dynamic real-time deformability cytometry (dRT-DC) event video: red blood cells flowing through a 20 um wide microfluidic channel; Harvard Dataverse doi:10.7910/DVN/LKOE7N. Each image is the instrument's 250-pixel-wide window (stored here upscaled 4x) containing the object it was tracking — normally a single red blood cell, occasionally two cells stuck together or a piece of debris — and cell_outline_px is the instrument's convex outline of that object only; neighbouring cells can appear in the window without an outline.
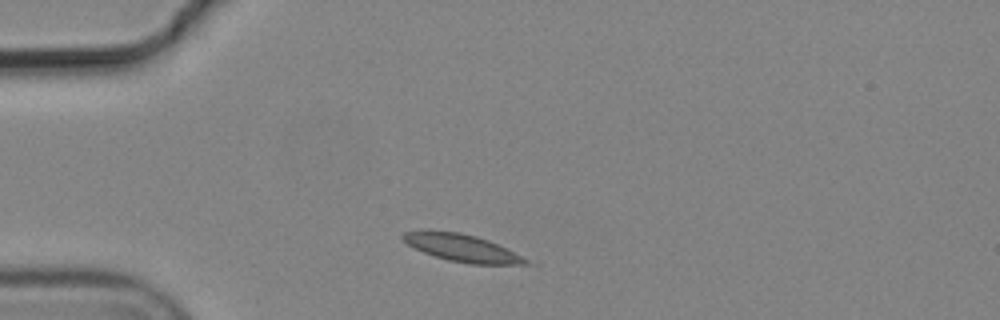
{"species": "common noctule bat (a hibernating species)", "species_latin": "Nyctalus noctula", "temperature_condition": "cold", "stored_images_in_passage": 1, "camera_frame_rate_fps": 3000, "um_per_image_px": 0.085, "animal": {"sex": "male", "body_mass_g": 19.2, "forearm_length_mm": 51.8}, "frame": {"image": 1, "passage_image": 1, "time_ms": 0.0, "image_size_px": [1000, 320], "cell_outline_px": [[540, 264], [468, 264], [448, 260], [424, 252], [408, 244], [400, 236], [404, 232], [428, 228], [460, 232], [476, 236], [488, 240]], "centroid_in_image_um": [39.28, 21.05], "position_along_channel_um": 45.7, "area_um2": 19.94}}